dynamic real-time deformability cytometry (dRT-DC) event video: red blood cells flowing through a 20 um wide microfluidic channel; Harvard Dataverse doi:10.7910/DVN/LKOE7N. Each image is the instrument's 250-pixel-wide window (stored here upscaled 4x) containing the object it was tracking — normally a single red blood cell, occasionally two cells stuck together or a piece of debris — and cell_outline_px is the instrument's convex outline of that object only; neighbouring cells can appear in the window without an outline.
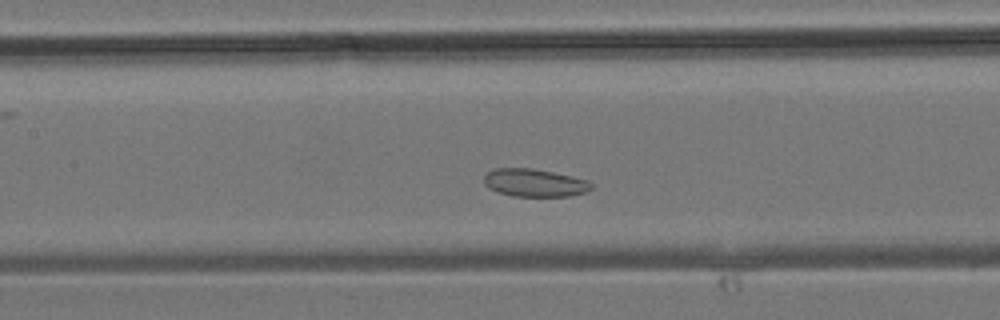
{"species": "common noctule bat (a hibernating species)", "species_latin": "Nyctalus noctula", "temperature_condition": "room temperature", "stored_images_in_passage": 28, "camera_frame_rate_fps": 3000, "um_per_image_px": 0.085, "animal": {"sex": "male", "body_mass_g": 19.2, "forearm_length_mm": 51.8}, "frame": {"image": 1, "passage_image": 9, "time_ms": 2.667, "image_size_px": [1000, 320], "cell_outline_px": [[592, 188], [588, 192], [572, 196], [512, 196], [496, 192], [488, 188], [484, 184], [484, 176], [488, 172], [496, 168], [532, 168], [572, 176], [588, 180], [592, 184]], "centroid_in_image_um": [45.44, 15.54], "position_along_channel_um": 162.0, "area_um2": 17.57}}
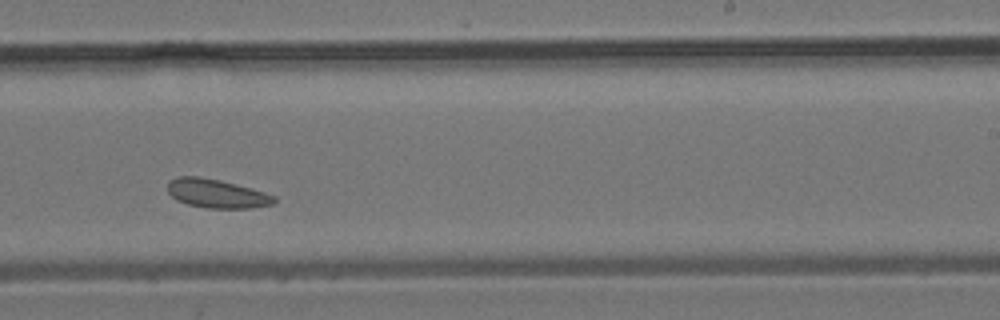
{"frame": {"image": 2, "passage_image": 15, "time_ms": 4.667, "image_size_px": [1000, 320], "cell_outline_px": [[276, 200], [272, 204], [252, 208], [204, 208], [188, 204], [176, 200], [168, 192], [168, 180], [176, 176], [200, 176], [220, 180], [252, 188], [276, 196]], "centroid_in_image_um": [18.4, 16.44], "position_along_channel_um": 270.6, "area_um2": 18.03}}
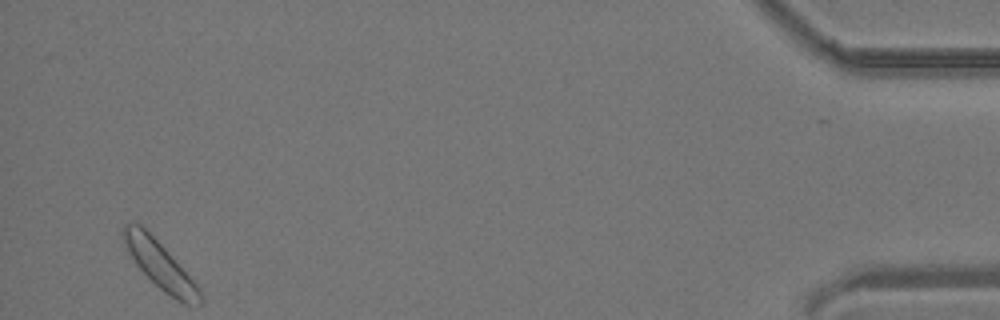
{"frame": {"image": 3, "passage_image": 28, "time_ms": 9.0, "image_size_px": [1000, 320], "cell_outline_px": [[204, 304], [184, 304], [176, 300], [164, 292], [136, 264], [128, 252], [124, 244], [120, 232], [124, 224], [140, 224], [164, 248], [196, 284], [204, 296]], "centroid_in_image_um": [13.6, 22.55], "position_along_channel_um": 421.6, "area_um2": 20.58}}